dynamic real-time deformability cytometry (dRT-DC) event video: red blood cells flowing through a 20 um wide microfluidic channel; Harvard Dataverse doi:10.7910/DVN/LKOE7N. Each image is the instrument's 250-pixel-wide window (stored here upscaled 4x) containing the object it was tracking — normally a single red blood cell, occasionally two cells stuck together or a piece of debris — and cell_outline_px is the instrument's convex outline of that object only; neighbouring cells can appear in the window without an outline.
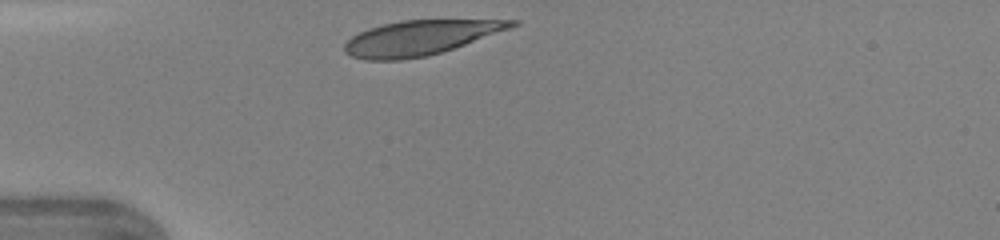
{"species": "human", "species_latin": "Homo sapiens", "temperature_condition": "warm", "stored_images_in_passage": 25, "camera_frame_rate_fps": 3000, "um_per_image_px": 0.085, "donor": {"sex": "female"}, "frame": {"image": 1, "passage_image": 1, "time_ms": 0.0, "image_size_px": [1000, 240], "cell_outline_px": [[520, 24], [464, 44], [428, 56], [400, 60], [364, 60], [352, 56], [344, 52], [344, 44], [352, 36], [368, 28], [400, 20], [520, 20]], "centroid_in_image_um": [35.65, 3.21], "position_along_channel_um": 49.3, "area_um2": 33.35}}
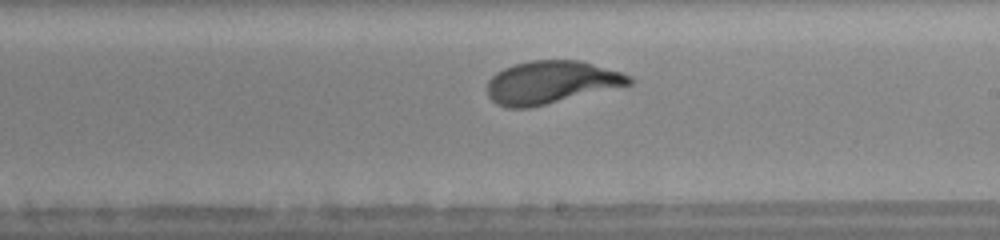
{"frame": {"image": 2, "passage_image": 15, "time_ms": 4.667, "image_size_px": [1000, 240], "cell_outline_px": [[636, 80], [632, 84], [528, 108], [508, 108], [496, 104], [488, 96], [488, 80], [496, 72], [512, 64], [532, 60], [580, 60], [620, 72], [632, 76]], "centroid_in_image_um": [46.83, 6.99], "position_along_channel_um": 242.2, "area_um2": 35.32}}
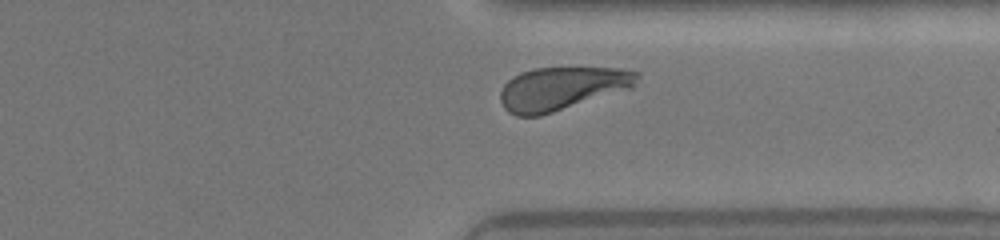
{"frame": {"image": 3, "passage_image": 23, "time_ms": 7.333, "image_size_px": [1000, 240], "cell_outline_px": [[640, 76], [632, 88], [540, 116], [516, 116], [508, 112], [504, 108], [500, 100], [500, 92], [504, 84], [512, 76], [520, 72], [536, 68], [620, 68], [640, 72]], "centroid_in_image_um": [47.74, 7.52], "position_along_channel_um": 363.7, "area_um2": 34.51}}